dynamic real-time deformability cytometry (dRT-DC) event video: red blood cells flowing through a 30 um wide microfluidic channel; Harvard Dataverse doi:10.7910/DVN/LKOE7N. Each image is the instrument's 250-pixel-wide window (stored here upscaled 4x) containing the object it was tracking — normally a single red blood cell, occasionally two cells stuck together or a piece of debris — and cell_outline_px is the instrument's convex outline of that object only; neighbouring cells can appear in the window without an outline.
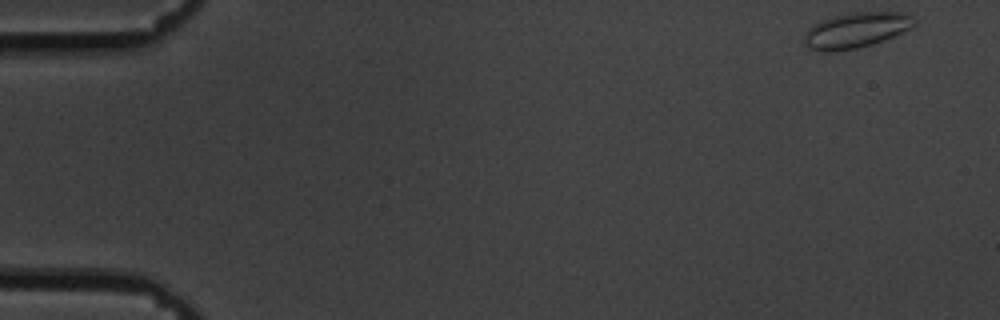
{"species": "common noctule bat (a hibernating species)", "species_latin": "Nyctalus noctula", "temperature_condition": "cold", "stored_images_in_passage": 14, "camera_frame_rate_fps": 3000, "um_per_image_px": 0.085, "animal": {"sex": "male", "body_mass_g": 19.5, "forearm_length_mm": 54.6}, "frame": {"image": 1, "passage_image": 1, "time_ms": 0.0, "image_size_px": [1000, 320], "cell_outline_px": [[916, 24], [892, 36], [872, 44], [856, 48], [828, 52], [820, 52], [804, 44], [804, 32], [808, 28], [832, 16], [856, 12], [900, 12], [912, 16], [916, 20]], "centroid_in_image_um": [72.74, 2.56], "position_along_channel_um": 12.3, "area_um2": 22.31}}